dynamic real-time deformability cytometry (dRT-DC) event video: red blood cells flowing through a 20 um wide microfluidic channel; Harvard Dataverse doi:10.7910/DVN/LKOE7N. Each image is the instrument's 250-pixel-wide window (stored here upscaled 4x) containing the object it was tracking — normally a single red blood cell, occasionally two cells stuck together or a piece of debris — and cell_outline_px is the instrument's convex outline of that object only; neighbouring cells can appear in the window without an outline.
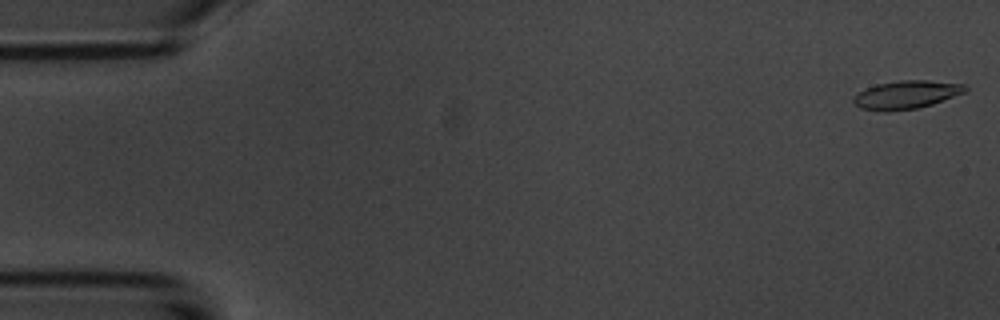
{"species": "common noctule bat (a hibernating species)", "species_latin": "Nyctalus noctula", "temperature_condition": "room temperature", "stored_images_in_passage": 5, "camera_frame_rate_fps": 3000, "um_per_image_px": 0.085, "animal": {"sex": "male", "body_mass_g": 20.1, "forearm_length_mm": 53.5}, "frame": {"image": 1, "passage_image": 1, "time_ms": 0.0, "image_size_px": [1000, 320], "cell_outline_px": [[968, 92], [932, 104], [916, 108], [888, 112], [880, 112], [860, 108], [852, 100], [860, 92], [876, 84], [900, 80], [928, 80], [968, 84]], "centroid_in_image_um": [77.11, 8.05], "position_along_channel_um": 7.9, "area_um2": 18.55}}
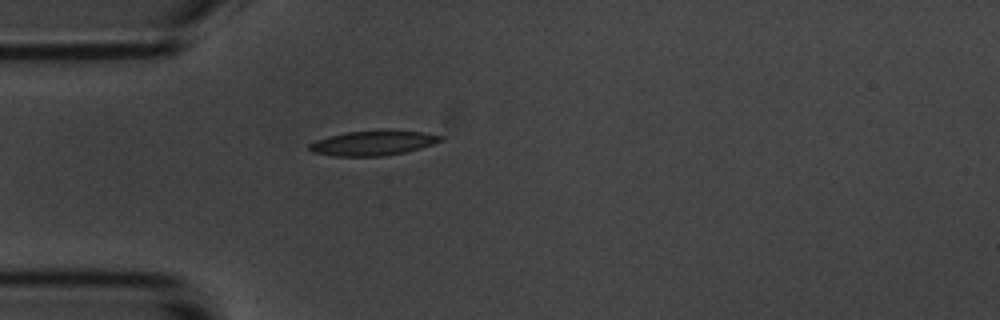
{"frame": {"image": 2, "passage_image": 5, "time_ms": 4.667, "image_size_px": [1000, 320], "cell_outline_px": [[444, 140], [420, 148], [404, 152], [384, 156], [332, 156], [312, 152], [308, 148], [308, 144], [316, 140], [328, 136], [348, 132], [380, 128], [420, 132], [444, 136]], "centroid_in_image_um": [31.7, 12.13], "position_along_channel_um": 53.3, "area_um2": 19.36}}